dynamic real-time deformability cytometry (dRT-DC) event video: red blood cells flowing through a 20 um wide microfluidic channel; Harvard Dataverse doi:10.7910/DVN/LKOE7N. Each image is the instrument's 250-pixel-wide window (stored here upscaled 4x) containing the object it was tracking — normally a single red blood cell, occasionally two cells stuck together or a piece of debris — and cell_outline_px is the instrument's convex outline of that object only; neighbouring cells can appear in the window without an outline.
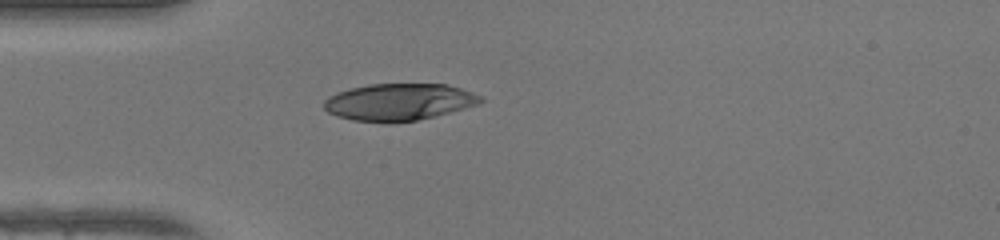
{"species": "human", "species_latin": "Homo sapiens", "temperature_condition": "warm", "stored_images_in_passage": 36, "camera_frame_rate_fps": 3000, "um_per_image_px": 0.085, "donor": {"sex": "female"}, "frame": {"image": 1, "passage_image": 1, "time_ms": 0.0, "image_size_px": [1000, 240], "cell_outline_px": [[484, 100], [476, 104], [464, 108], [416, 120], [392, 124], [352, 120], [336, 116], [328, 112], [324, 108], [324, 100], [328, 96], [336, 92], [368, 84], [448, 84], [484, 96]], "centroid_in_image_um": [33.88, 8.67], "position_along_channel_um": 51.1, "area_um2": 33.87}}
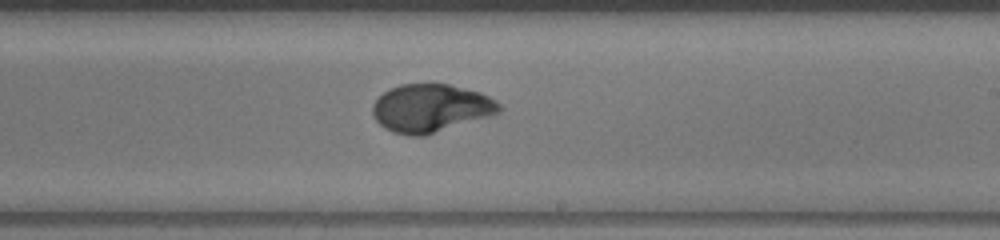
{"frame": {"image": 2, "passage_image": 16, "time_ms": 5.0, "image_size_px": [1000, 240], "cell_outline_px": [[504, 108], [500, 112], [488, 116], [424, 136], [408, 136], [392, 132], [384, 128], [372, 116], [372, 104], [384, 92], [400, 84], [448, 84], [480, 92], [496, 100]], "centroid_in_image_um": [36.6, 9.2], "position_along_channel_um": 252.4, "area_um2": 35.37}}
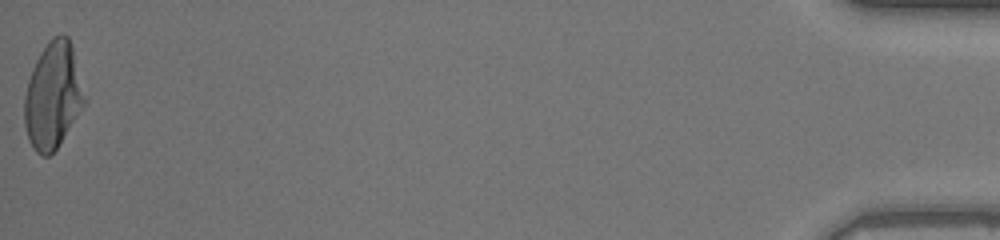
{"frame": {"image": 3, "passage_image": 36, "time_ms": 11.667, "image_size_px": [1000, 240], "cell_outline_px": [[88, 100], [56, 148], [48, 156], [40, 156], [36, 152], [28, 140], [24, 124], [24, 96], [28, 80], [32, 68], [40, 52], [48, 40], [52, 36], [60, 32], [68, 36], [72, 44]], "centroid_in_image_um": [4.51, 8.08], "position_along_channel_um": 430.7, "area_um2": 37.86}, "authors_computed_cell_mechanics": {"area_um2": 35.1713, "velocity_mm_per_s": 4.2367, "shape_relaxation_time_tau1_ms": 3.8906, "shape_relaxation_time_tau2_ms": null, "deformation_change_tau1": 0.2331, "deformation_change_tau2": null}}